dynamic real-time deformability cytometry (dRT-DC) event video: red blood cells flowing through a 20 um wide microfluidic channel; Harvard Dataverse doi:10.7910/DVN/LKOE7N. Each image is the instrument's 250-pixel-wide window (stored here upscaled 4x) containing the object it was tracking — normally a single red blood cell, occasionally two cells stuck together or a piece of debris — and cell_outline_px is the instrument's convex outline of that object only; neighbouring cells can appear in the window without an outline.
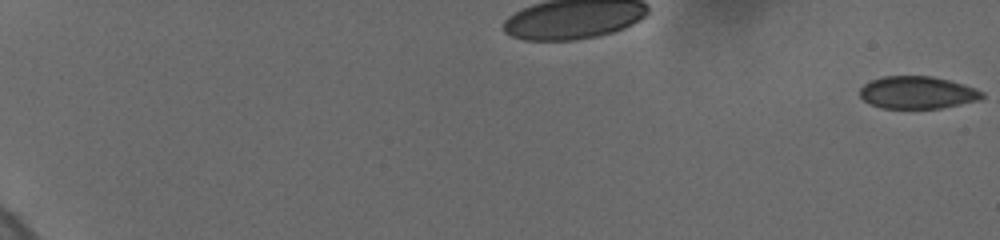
{"species": "human", "species_latin": "Homo sapiens", "temperature_condition": "cold", "stored_images_in_passage": 4, "camera_frame_rate_fps": 3000, "um_per_image_px": 0.085, "donor": {"sex": "female"}, "frame": {"image": 1, "passage_image": 1, "time_ms": 0.0, "image_size_px": [1000, 240], "cell_outline_px": [[984, 96], [980, 100], [940, 108], [884, 108], [872, 104], [864, 100], [860, 96], [860, 88], [864, 84], [872, 80], [884, 76], [932, 76], [964, 84], [976, 88], [984, 92]], "centroid_in_image_um": [78.01, 7.86], "position_along_channel_um": 7.0, "area_um2": 23.0}}